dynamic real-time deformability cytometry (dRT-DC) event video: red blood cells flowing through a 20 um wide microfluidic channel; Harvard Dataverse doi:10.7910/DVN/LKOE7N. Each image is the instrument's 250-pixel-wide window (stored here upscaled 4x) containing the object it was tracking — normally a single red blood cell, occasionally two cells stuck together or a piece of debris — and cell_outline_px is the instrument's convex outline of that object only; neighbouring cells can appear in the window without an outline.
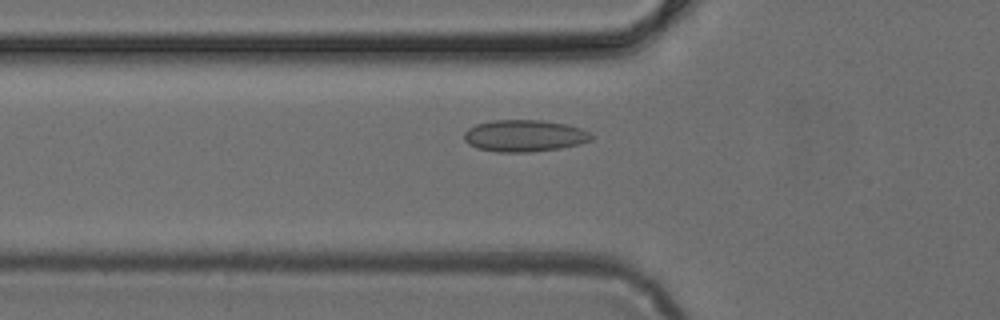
{"species": "common noctule bat (a hibernating species)", "species_latin": "Nyctalus noctula", "temperature_condition": "cold", "stored_images_in_passage": 49, "camera_frame_rate_fps": 3000, "um_per_image_px": 0.085, "animal": {"sex": "female", "body_mass_g": 24.6, "forearm_length_mm": 56.2}, "frame": {"image": 1, "passage_image": 17, "time_ms": 5.333, "image_size_px": [1000, 320], "cell_outline_px": [[592, 140], [580, 144], [560, 148], [532, 152], [496, 152], [476, 148], [468, 144], [464, 140], [464, 132], [468, 128], [476, 124], [492, 120], [540, 120], [568, 124], [592, 132]], "centroid_in_image_um": [44.58, 11.54], "position_along_channel_um": 81.2, "area_um2": 23.87}}
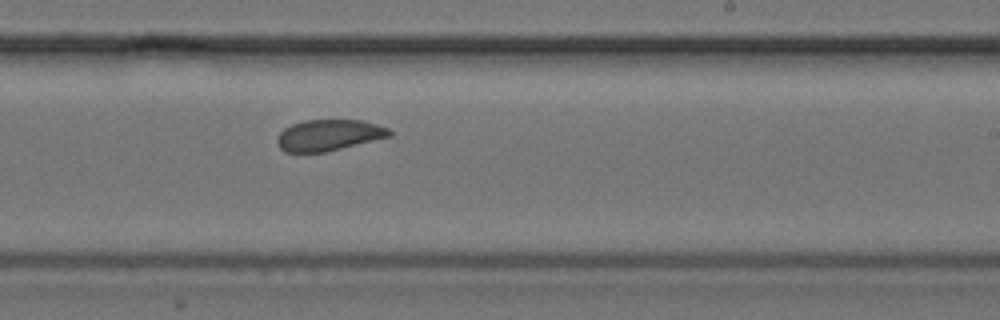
{"frame": {"image": 2, "passage_image": 30, "time_ms": 9.667, "image_size_px": [1000, 320], "cell_outline_px": [[392, 136], [324, 152], [284, 152], [276, 144], [276, 140], [280, 132], [284, 128], [292, 124], [304, 120], [360, 120], [376, 124], [388, 128], [392, 132]], "centroid_in_image_um": [27.92, 11.48], "position_along_channel_um": 261.1, "area_um2": 20.35}}
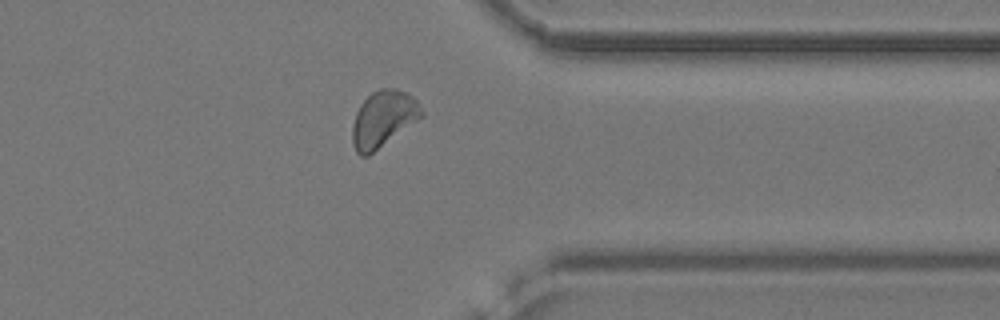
{"frame": {"image": 3, "passage_image": 39, "time_ms": 12.667, "image_size_px": [1000, 320], "cell_outline_px": [[424, 116], [368, 156], [360, 156], [356, 152], [352, 144], [352, 128], [356, 112], [360, 104], [372, 92], [380, 88], [396, 88], [412, 96], [416, 100], [424, 112]], "centroid_in_image_um": [32.57, 10.11], "position_along_channel_um": 378.8, "area_um2": 22.72}}